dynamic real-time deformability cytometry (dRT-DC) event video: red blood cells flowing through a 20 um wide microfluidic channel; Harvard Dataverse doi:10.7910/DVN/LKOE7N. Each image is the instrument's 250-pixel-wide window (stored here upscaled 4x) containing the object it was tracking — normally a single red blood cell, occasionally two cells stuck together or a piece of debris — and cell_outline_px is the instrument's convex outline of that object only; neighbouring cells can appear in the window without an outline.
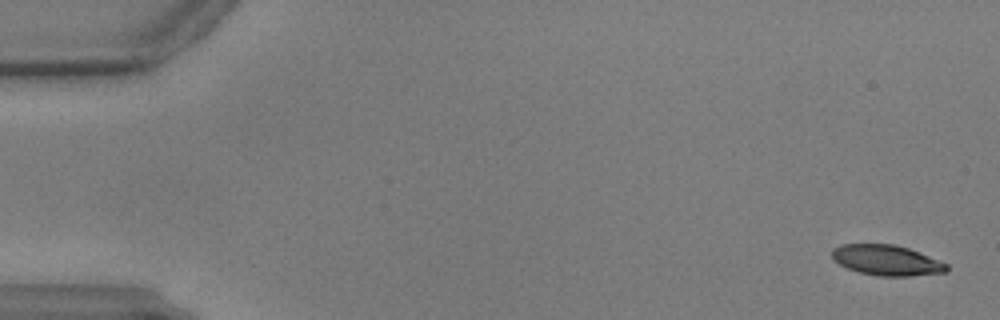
{"species": "common noctule bat (a hibernating species)", "species_latin": "Nyctalus noctula", "temperature_condition": "warm", "stored_images_in_passage": 59, "camera_frame_rate_fps": 3000, "um_per_image_px": 0.085, "animal": {"sex": "male", "body_mass_g": 17.9, "forearm_length_mm": 54.2}, "frame": {"image": 1, "passage_image": 2, "time_ms": 0.333, "image_size_px": [1000, 320], "cell_outline_px": [[948, 272], [912, 276], [876, 276], [860, 272], [848, 268], [832, 260], [832, 248], [840, 244], [896, 244], [920, 252], [948, 264]], "centroid_in_image_um": [75.37, 22.12], "position_along_channel_um": 9.6, "area_um2": 20.52}}
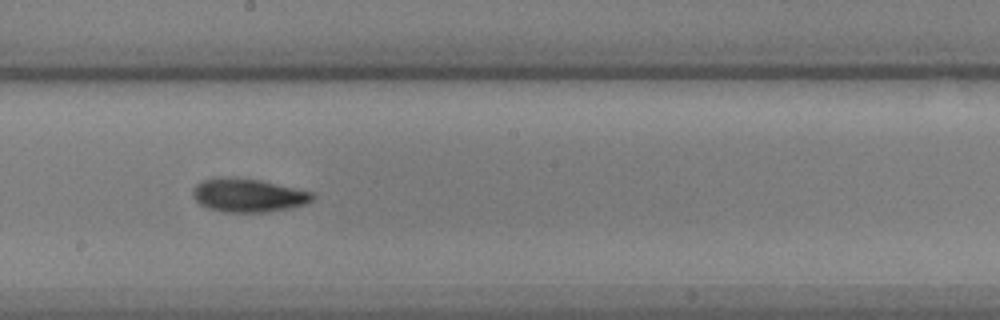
{"frame": {"image": 2, "passage_image": 33, "time_ms": 10.667, "image_size_px": [1000, 320], "cell_outline_px": [[316, 196], [308, 204], [268, 212], [224, 212], [208, 208], [200, 204], [192, 196], [192, 188], [196, 184], [204, 180], [220, 176], [260, 180], [296, 188], [312, 192]], "centroid_in_image_um": [21.09, 16.6], "position_along_channel_um": 227.1, "area_um2": 23.47}}
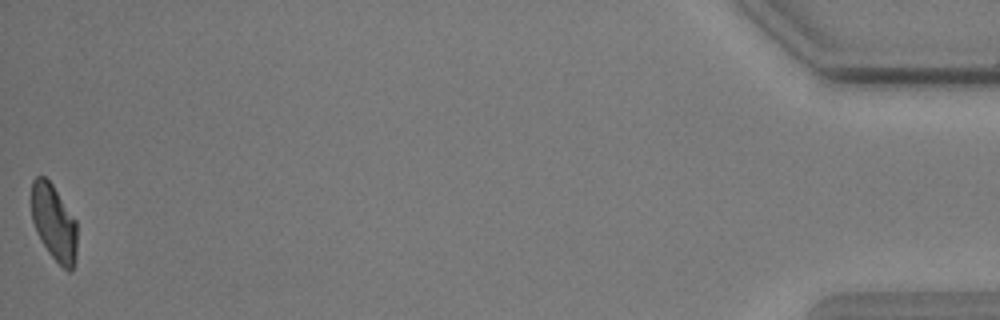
{"frame": {"image": 3, "passage_image": 59, "time_ms": 19.333, "image_size_px": [1000, 320], "cell_outline_px": [[76, 256], [72, 272], [68, 272], [48, 252], [32, 220], [32, 180], [36, 176], [44, 176], [52, 184], [76, 220]], "centroid_in_image_um": [4.6, 18.92], "position_along_channel_um": 430.6, "area_um2": 19.88}}